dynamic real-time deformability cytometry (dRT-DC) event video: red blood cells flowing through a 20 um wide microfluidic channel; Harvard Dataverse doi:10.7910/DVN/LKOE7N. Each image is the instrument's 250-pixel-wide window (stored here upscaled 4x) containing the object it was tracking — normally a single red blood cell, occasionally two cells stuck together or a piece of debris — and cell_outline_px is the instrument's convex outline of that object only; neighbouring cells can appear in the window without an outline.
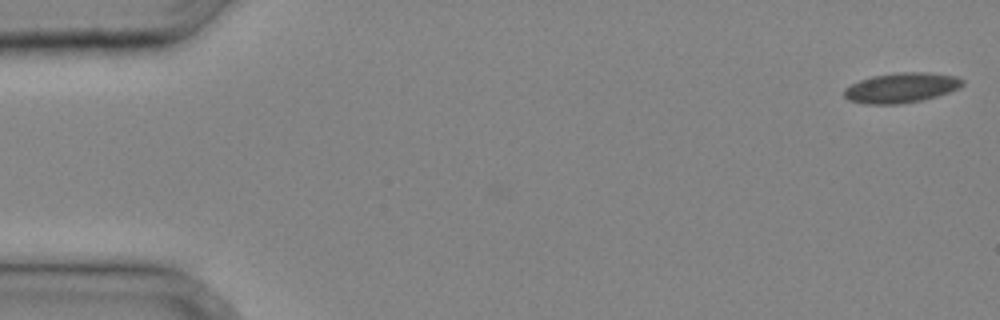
{"species": "common noctule bat (a hibernating species)", "species_latin": "Nyctalus noctula", "temperature_condition": "cold", "stored_images_in_passage": 33, "camera_frame_rate_fps": 3000, "um_per_image_px": 0.085, "animal": {"sex": "male", "body_mass_g": 20.4}, "frame": {"image": 1, "passage_image": 1, "time_ms": 0.0, "image_size_px": [1000, 320], "cell_outline_px": [[964, 84], [960, 88], [936, 96], [920, 100], [900, 104], [864, 104], [848, 100], [844, 96], [844, 88], [860, 80], [872, 76], [896, 72], [928, 72], [956, 76], [964, 80]], "centroid_in_image_um": [76.6, 7.45], "position_along_channel_um": 8.4, "area_um2": 20.75}}
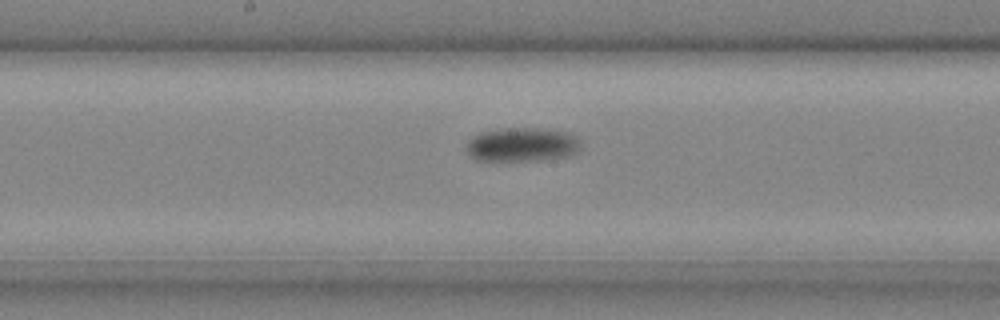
{"frame": {"image": 2, "passage_image": 19, "time_ms": 6.0, "image_size_px": [1000, 320], "cell_outline_px": [[580, 144], [576, 152], [564, 156], [528, 160], [480, 160], [472, 156], [468, 152], [468, 140], [480, 132], [504, 128], [552, 128], [572, 132], [580, 140]], "centroid_in_image_um": [44.42, 12.24], "position_along_channel_um": 203.8, "area_um2": 22.43}}
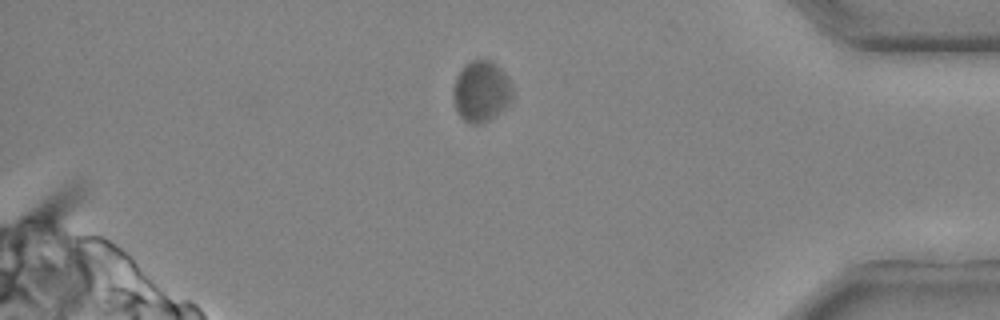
{"frame": {"image": 3, "passage_image": 31, "time_ms": 10.0, "image_size_px": [1000, 320], "cell_outline_px": [[512, 96], [504, 108], [496, 116], [480, 124], [472, 124], [464, 120], [460, 116], [456, 108], [452, 96], [452, 88], [456, 76], [464, 64], [472, 60], [488, 60], [496, 64], [508, 76], [512, 88]], "centroid_in_image_um": [40.88, 7.75], "position_along_channel_um": 394.3, "area_um2": 21.1}}